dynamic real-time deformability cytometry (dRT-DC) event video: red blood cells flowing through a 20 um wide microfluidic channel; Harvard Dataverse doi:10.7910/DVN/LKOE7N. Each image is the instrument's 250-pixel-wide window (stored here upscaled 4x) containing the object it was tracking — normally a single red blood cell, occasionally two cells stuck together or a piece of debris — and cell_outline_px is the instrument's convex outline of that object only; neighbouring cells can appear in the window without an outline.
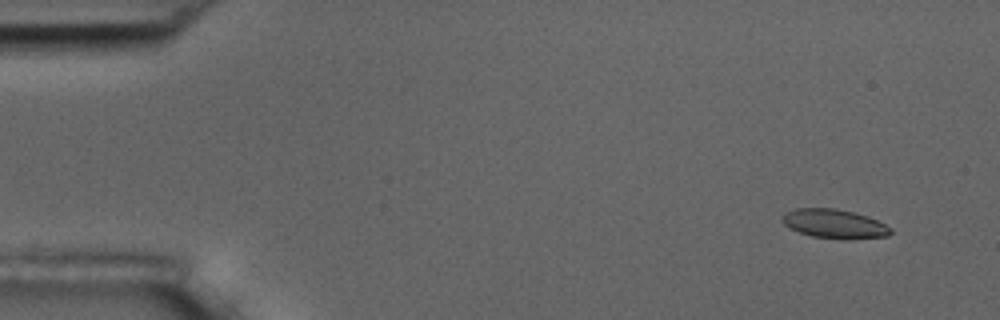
{"species": "common noctule bat (a hibernating species)", "species_latin": "Nyctalus noctula", "temperature_condition": "room temperature", "stored_images_in_passage": 5, "camera_frame_rate_fps": 3000, "um_per_image_px": 0.085, "animal": {"sex": "male", "body_mass_g": 17.5, "forearm_length_mm": 52.3}, "frame": {"image": 1, "passage_image": 1, "time_ms": 0.0, "image_size_px": [1000, 320], "cell_outline_px": [[892, 232], [888, 236], [848, 240], [844, 240], [812, 236], [800, 232], [784, 224], [780, 220], [780, 216], [784, 212], [796, 208], [836, 208], [868, 216], [892, 228]], "centroid_in_image_um": [70.91, 19.02], "position_along_channel_um": 14.1, "area_um2": 18.55}}
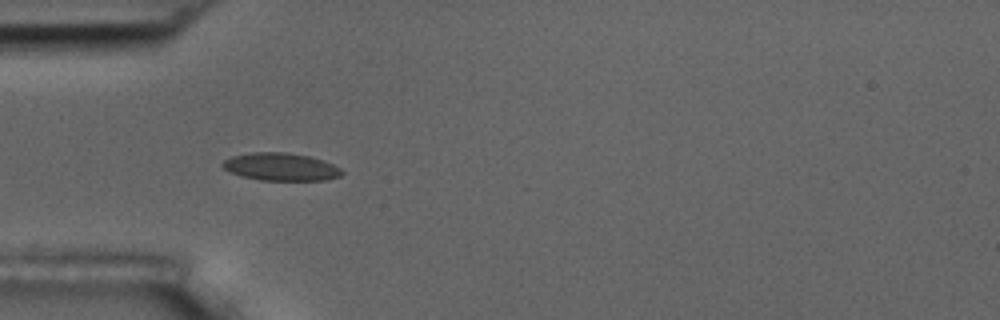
{"frame": {"image": 2, "passage_image": 4, "time_ms": 4.333, "image_size_px": [1000, 320], "cell_outline_px": [[344, 172], [340, 176], [324, 180], [260, 180], [244, 176], [232, 172], [224, 168], [220, 164], [224, 160], [232, 156], [252, 152], [288, 152], [308, 156], [332, 164], [340, 168]], "centroid_in_image_um": [23.86, 14.17], "position_along_channel_um": 61.1, "area_um2": 19.02}}